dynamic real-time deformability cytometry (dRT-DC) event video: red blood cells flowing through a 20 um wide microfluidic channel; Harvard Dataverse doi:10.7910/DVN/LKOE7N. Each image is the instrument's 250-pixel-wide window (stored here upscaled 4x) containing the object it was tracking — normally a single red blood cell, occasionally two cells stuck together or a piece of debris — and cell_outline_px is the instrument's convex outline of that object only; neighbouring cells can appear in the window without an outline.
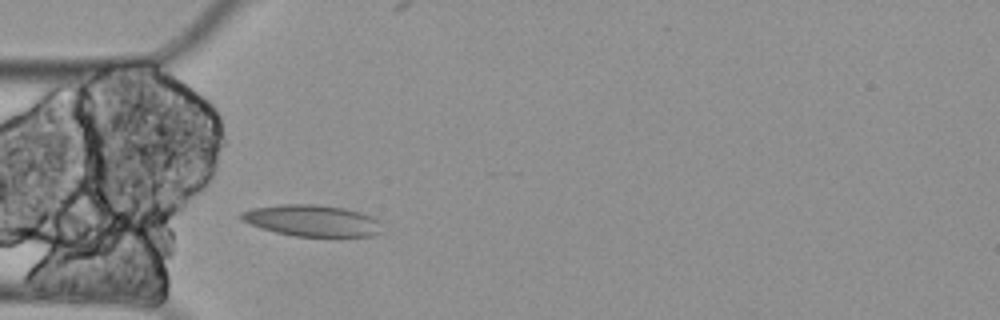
{"species": "Egyptian fruit bat (a non-hibernating species)", "species_latin": "Rousettus aegyptiacus", "temperature_condition": "cold", "stored_images_in_passage": 52, "camera_frame_rate_fps": 3000, "um_per_image_px": 0.085, "animal": {"sex": "female"}, "frame": {"image": 1, "passage_image": 9, "time_ms": 2.667, "image_size_px": [1000, 320], "cell_outline_px": [[384, 232], [372, 236], [340, 240], [296, 236], [276, 232], [260, 228], [240, 220], [240, 212], [252, 208], [284, 204], [316, 204], [344, 208], [360, 212], [372, 216], [380, 220]], "centroid_in_image_um": [26.64, 18.81], "position_along_channel_um": 58.4, "area_um2": 27.11}}
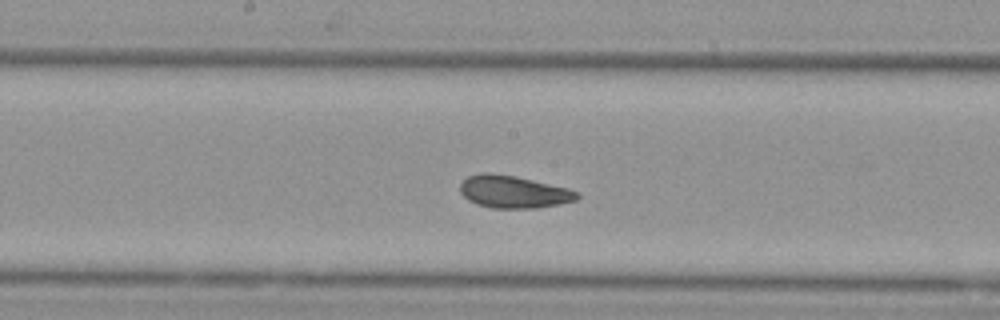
{"frame": {"image": 2, "passage_image": 22, "time_ms": 7.0, "image_size_px": [1000, 320], "cell_outline_px": [[580, 196], [576, 200], [536, 208], [492, 208], [476, 204], [468, 200], [460, 192], [460, 184], [468, 176], [480, 172], [488, 172], [516, 176], [568, 188], [580, 192]], "centroid_in_image_um": [43.63, 16.3], "position_along_channel_um": 204.6, "area_um2": 22.14}}
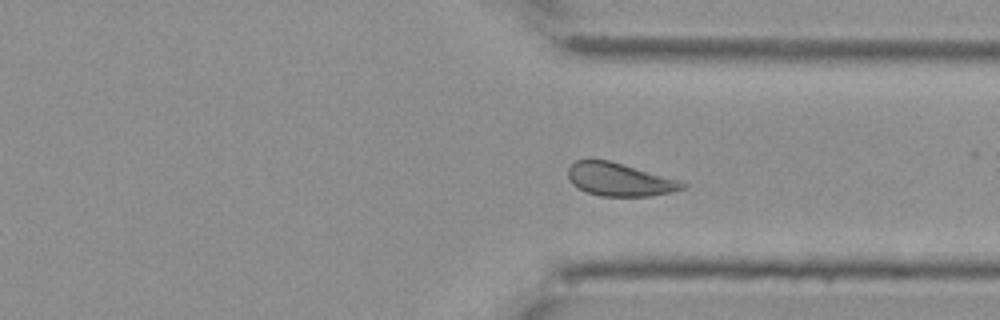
{"frame": {"image": 3, "passage_image": 36, "time_ms": 11.667, "image_size_px": [1000, 320], "cell_outline_px": [[688, 188], [672, 192], [648, 196], [600, 196], [588, 192], [572, 184], [568, 176], [568, 168], [576, 160], [608, 160], [680, 180], [688, 184]], "centroid_in_image_um": [52.7, 15.27], "position_along_channel_um": 358.7, "area_um2": 21.91}, "authors_computed_cell_mechanics": {"area_um2": 22.1085, "velocity_mm_per_s": 3.3035, "shape_relaxation_time_tau1_ms": null, "shape_relaxation_time_tau2_ms": 2.3008, "deformation_change_tau1": null, "deformation_change_tau2": 0.0629}}